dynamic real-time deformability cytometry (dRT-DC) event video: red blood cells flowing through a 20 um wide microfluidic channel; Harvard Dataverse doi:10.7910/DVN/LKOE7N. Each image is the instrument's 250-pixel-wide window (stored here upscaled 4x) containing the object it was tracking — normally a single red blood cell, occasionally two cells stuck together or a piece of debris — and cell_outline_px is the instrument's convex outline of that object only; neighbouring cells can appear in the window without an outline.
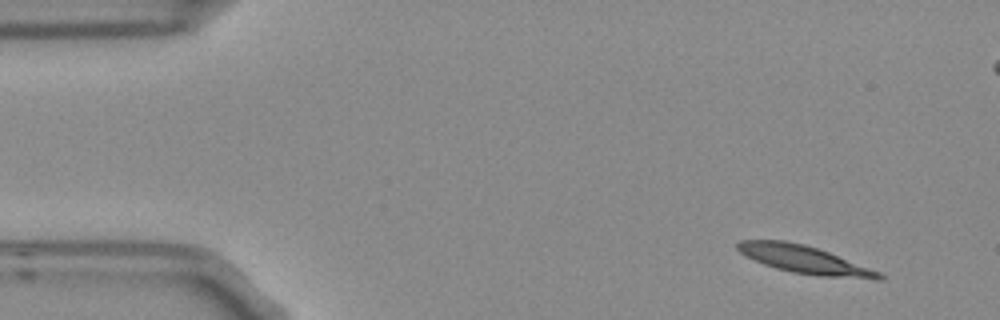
{"species": "Egyptian fruit bat (a non-hibernating species)", "species_latin": "Rousettus aegyptiacus", "temperature_condition": "room temperature", "stored_images_in_passage": 5, "camera_frame_rate_fps": 3000, "um_per_image_px": 0.085, "frame": {"image": 1, "passage_image": 1, "time_ms": 0.0, "image_size_px": [1000, 320], "cell_outline_px": [[884, 280], [876, 280], [820, 276], [792, 272], [776, 268], [764, 264], [744, 256], [736, 248], [736, 244], [740, 240], [784, 240], [804, 244], [828, 252], [880, 272], [884, 276]], "centroid_in_image_um": [68.37, 22.07], "position_along_channel_um": 16.6, "area_um2": 22.89}}